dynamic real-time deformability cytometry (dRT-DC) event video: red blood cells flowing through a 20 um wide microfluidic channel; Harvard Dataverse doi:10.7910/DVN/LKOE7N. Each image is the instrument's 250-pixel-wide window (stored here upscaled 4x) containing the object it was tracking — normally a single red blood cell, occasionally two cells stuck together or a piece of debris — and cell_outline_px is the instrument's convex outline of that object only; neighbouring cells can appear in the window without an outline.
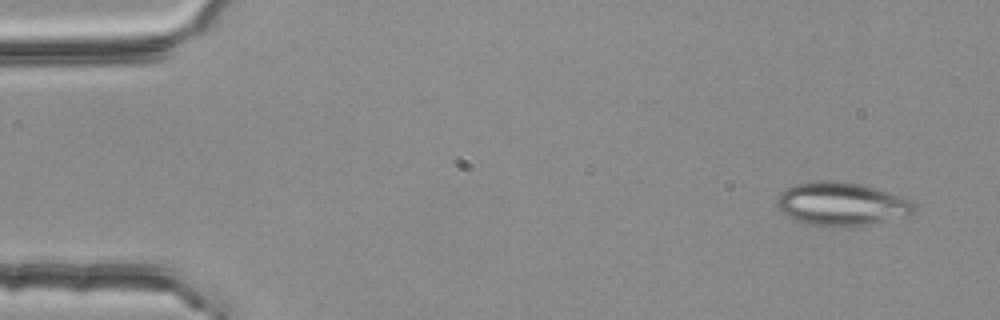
{"species": "common noctule bat (a hibernating species)", "species_latin": "Nyctalus noctula", "temperature_condition": "room temperature", "stored_images_in_passage": 4, "camera_frame_rate_fps": 3000, "um_per_image_px": 0.085, "animal": {"sex": "female", "body_mass_g": 25.1}, "frame": {"image": 1, "passage_image": 1, "time_ms": 0.0, "image_size_px": [1000, 320], "cell_outline_px": [[916, 212], [908, 216], [848, 228], [808, 224], [796, 220], [780, 212], [776, 204], [776, 200], [780, 192], [784, 188], [796, 184], [812, 180], [836, 180], [860, 184], [876, 188], [904, 196], [912, 200], [916, 204]], "centroid_in_image_um": [71.55, 17.33], "position_along_channel_um": 13.5, "area_um2": 35.43}}